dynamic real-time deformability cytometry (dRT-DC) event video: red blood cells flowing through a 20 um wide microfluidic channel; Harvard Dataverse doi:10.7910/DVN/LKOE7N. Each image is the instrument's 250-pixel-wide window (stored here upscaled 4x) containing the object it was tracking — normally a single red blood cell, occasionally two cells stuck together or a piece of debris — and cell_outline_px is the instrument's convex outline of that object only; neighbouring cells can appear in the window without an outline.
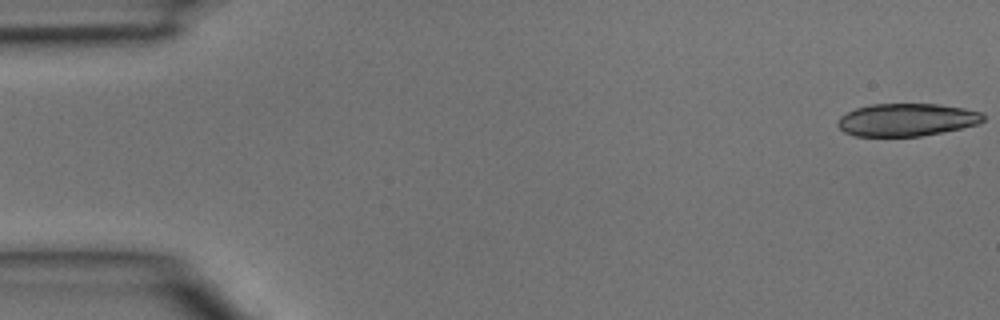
{"species": "common noctule bat (a hibernating species)", "species_latin": "Nyctalus noctula", "temperature_condition": "room temperature", "stored_images_in_passage": 4, "camera_frame_rate_fps": 3000, "um_per_image_px": 0.085, "animal": {"sex": "male", "body_mass_g": 15.6}, "frame": {"image": 1, "passage_image": 1, "time_ms": 0.0, "image_size_px": [1000, 320], "cell_outline_px": [[984, 120], [980, 124], [920, 136], [856, 136], [844, 132], [836, 124], [840, 116], [856, 108], [872, 104], [940, 104], [964, 108], [980, 112], [984, 116]], "centroid_in_image_um": [77.06, 10.18], "position_along_channel_um": 7.9, "area_um2": 27.63}}